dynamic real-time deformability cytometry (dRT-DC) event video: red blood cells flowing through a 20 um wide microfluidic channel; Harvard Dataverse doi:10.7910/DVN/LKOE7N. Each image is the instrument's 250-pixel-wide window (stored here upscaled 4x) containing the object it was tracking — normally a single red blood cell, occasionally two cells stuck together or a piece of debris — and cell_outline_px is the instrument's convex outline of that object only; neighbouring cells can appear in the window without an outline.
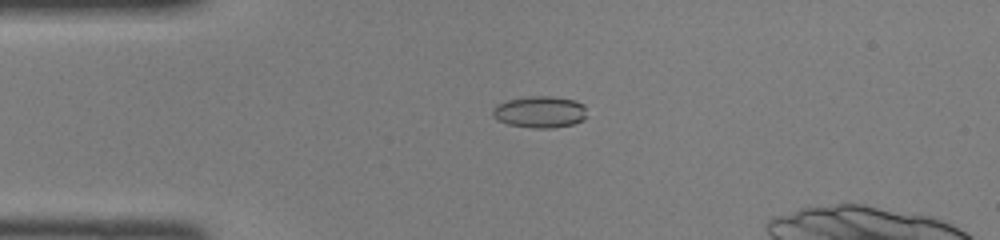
{"species": "common noctule bat (a hibernating species)", "species_latin": "Nyctalus noctula", "temperature_condition": "room temperature", "stored_images_in_passage": 42, "camera_frame_rate_fps": 3000, "um_per_image_px": 0.085, "animal": {"sex": "female", "body_mass_g": 22.0, "forearm_length_mm": 56.7}, "frame": {"image": 1, "passage_image": 11, "time_ms": 3.333, "image_size_px": [1000, 240], "cell_outline_px": [[584, 120], [572, 124], [552, 128], [532, 128], [508, 124], [492, 116], [492, 108], [496, 104], [508, 100], [528, 96], [552, 96], [576, 100], [584, 104]], "centroid_in_image_um": [45.87, 9.5], "position_along_channel_um": 39.1, "area_um2": 17.4}}
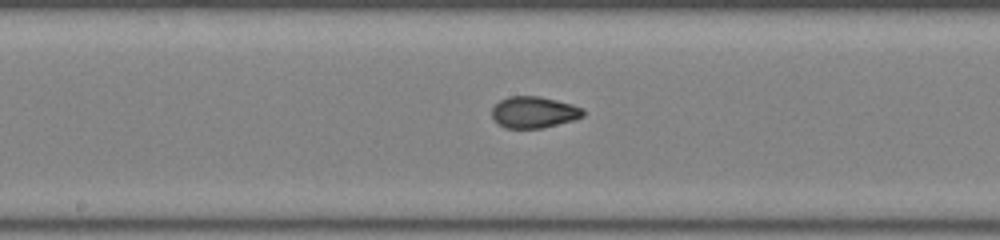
{"frame": {"image": 2, "passage_image": 24, "time_ms": 7.667, "image_size_px": [1000, 240], "cell_outline_px": [[584, 116], [572, 120], [544, 128], [504, 128], [492, 116], [492, 108], [500, 100], [508, 96], [540, 96], [572, 104], [584, 108]], "centroid_in_image_um": [45.39, 9.53], "position_along_channel_um": 202.8, "area_um2": 16.7}}
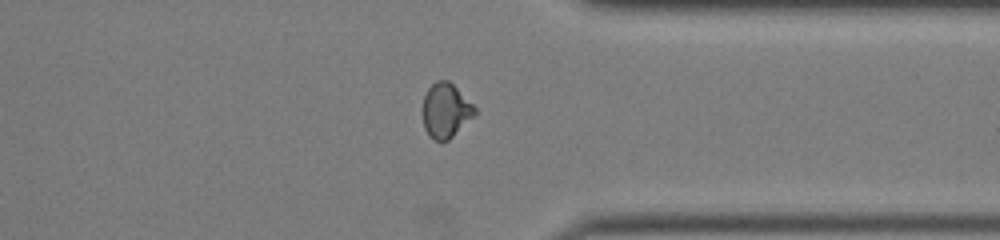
{"frame": {"image": 3, "passage_image": 36, "time_ms": 11.667, "image_size_px": [1000, 240], "cell_outline_px": [[476, 112], [448, 140], [432, 140], [428, 136], [424, 128], [424, 96], [428, 88], [436, 80], [448, 80], [476, 108]], "centroid_in_image_um": [37.85, 9.39], "position_along_channel_um": 373.5, "area_um2": 16.01}}